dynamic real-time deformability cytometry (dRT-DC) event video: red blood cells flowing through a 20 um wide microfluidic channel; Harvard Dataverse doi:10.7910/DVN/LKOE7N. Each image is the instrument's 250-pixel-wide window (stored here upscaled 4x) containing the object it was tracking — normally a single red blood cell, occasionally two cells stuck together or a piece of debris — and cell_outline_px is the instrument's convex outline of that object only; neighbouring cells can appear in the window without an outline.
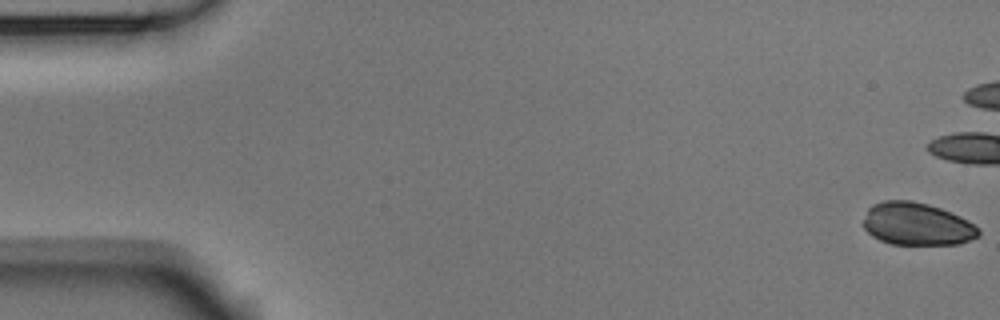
{"species": "Egyptian fruit bat (a non-hibernating species)", "species_latin": "Rousettus aegyptiacus", "temperature_condition": "room temperature", "stored_images_in_passage": 6, "camera_frame_rate_fps": 3000, "um_per_image_px": 0.085, "animal": {"sex": "male"}, "frame": {"image": 1, "passage_image": 1, "time_ms": 0.0, "image_size_px": [1000, 320], "cell_outline_px": [[980, 236], [960, 244], [892, 244], [880, 240], [872, 236], [860, 224], [868, 208], [872, 204], [884, 200], [912, 200], [928, 204], [940, 208], [960, 216], [968, 220], [980, 228]], "centroid_in_image_um": [77.92, 19.04], "position_along_channel_um": 7.1, "area_um2": 28.96}}
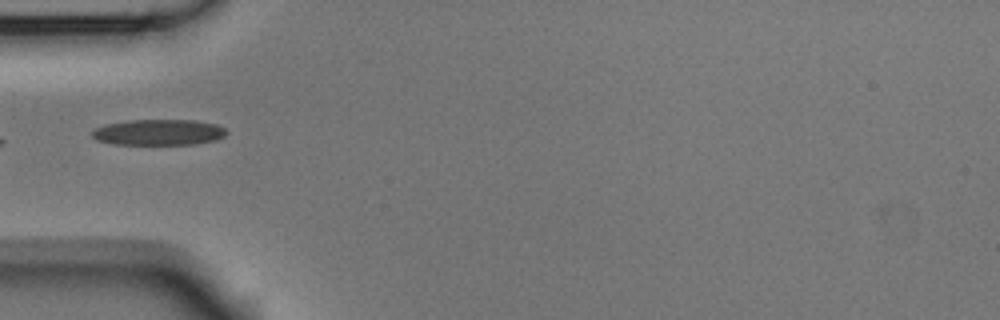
{"frame": {"image": 2, "passage_image": 6, "time_ms": 1.667, "image_size_px": [1000, 320], "cell_outline_px": [[228, 132], [224, 136], [216, 140], [196, 144], [116, 144], [96, 140], [92, 136], [92, 132], [96, 128], [108, 124], [132, 120], [192, 120], [216, 124], [224, 128]], "centroid_in_image_um": [13.52, 11.25], "position_along_channel_um": 71.5, "area_um2": 20.06}}